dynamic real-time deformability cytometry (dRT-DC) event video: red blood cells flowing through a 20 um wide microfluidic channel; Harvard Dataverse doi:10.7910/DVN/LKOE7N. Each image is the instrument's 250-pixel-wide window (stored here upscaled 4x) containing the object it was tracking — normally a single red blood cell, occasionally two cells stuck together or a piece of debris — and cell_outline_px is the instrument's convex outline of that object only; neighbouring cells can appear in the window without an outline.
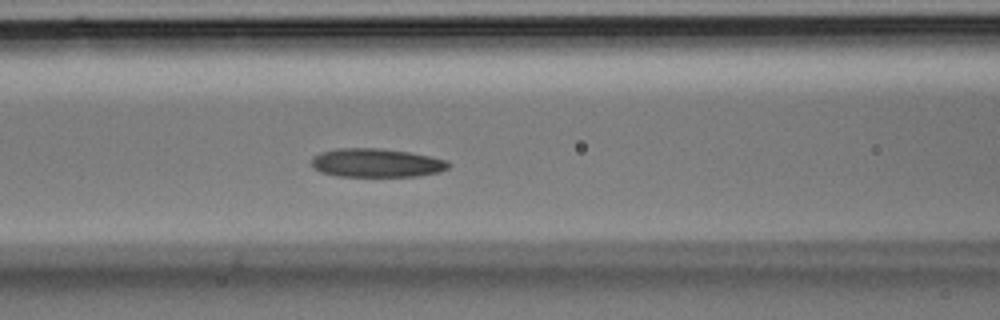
{"species": "Egyptian fruit bat (a non-hibernating species)", "species_latin": "Rousettus aegyptiacus", "temperature_condition": "room temperature", "stored_images_in_passage": 35, "camera_frame_rate_fps": 3000, "um_per_image_px": 0.085, "animal": {"sex": "male"}, "frame": {"image": 1, "passage_image": 14, "time_ms": 4.333, "image_size_px": [1000, 320], "cell_outline_px": [[448, 168], [440, 172], [416, 176], [336, 176], [320, 172], [312, 164], [312, 156], [320, 152], [336, 148], [380, 148], [408, 152], [448, 160]], "centroid_in_image_um": [31.97, 13.84], "position_along_channel_um": 134.6, "area_um2": 22.83}}
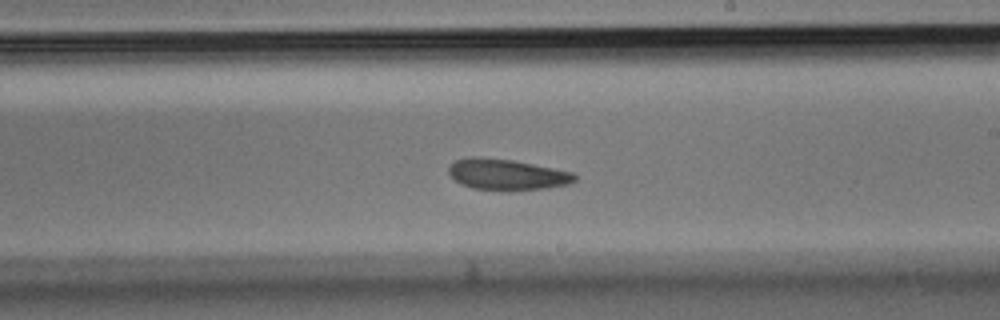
{"frame": {"image": 2, "passage_image": 20, "time_ms": 6.333, "image_size_px": [1000, 320], "cell_outline_px": [[576, 180], [572, 184], [548, 188], [508, 192], [504, 192], [472, 188], [456, 180], [448, 172], [448, 168], [456, 160], [472, 156], [480, 156], [512, 160], [572, 172], [576, 176]], "centroid_in_image_um": [43.11, 14.86], "position_along_channel_um": 245.9, "area_um2": 23.06}}
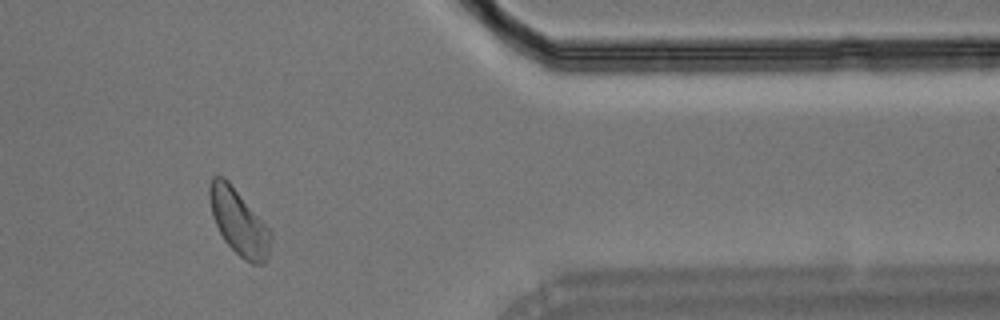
{"frame": {"image": 3, "passage_image": 29, "time_ms": 9.333, "image_size_px": [1000, 320], "cell_outline_px": [[272, 236], [268, 256], [264, 264], [252, 264], [244, 260], [224, 240], [212, 216], [208, 196], [208, 184], [212, 176], [224, 176], [228, 180], [272, 232]], "centroid_in_image_um": [20.28, 18.86], "position_along_channel_um": 391.1, "area_um2": 23.41}}